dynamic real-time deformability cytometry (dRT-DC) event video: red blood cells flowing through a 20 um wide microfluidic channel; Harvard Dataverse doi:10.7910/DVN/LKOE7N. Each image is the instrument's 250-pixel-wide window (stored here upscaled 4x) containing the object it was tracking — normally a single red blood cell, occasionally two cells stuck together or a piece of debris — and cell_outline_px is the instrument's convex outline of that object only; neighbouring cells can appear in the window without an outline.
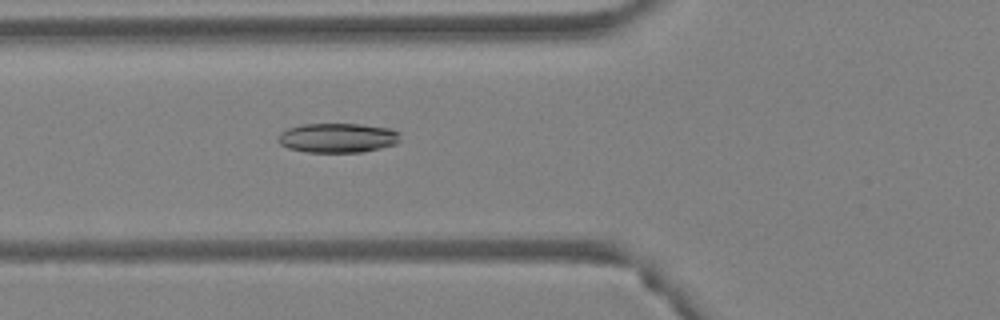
{"species": "Egyptian fruit bat (a non-hibernating species)", "species_latin": "Rousettus aegyptiacus", "temperature_condition": "warm", "stored_images_in_passage": 48, "camera_frame_rate_fps": 3000, "um_per_image_px": 0.085, "animal": {"sex": "female"}, "frame": {"image": 1, "passage_image": 17, "time_ms": 5.333, "image_size_px": [1000, 320], "cell_outline_px": [[400, 140], [396, 144], [364, 152], [308, 152], [288, 148], [280, 144], [276, 140], [276, 136], [280, 132], [288, 128], [300, 124], [360, 124], [392, 128], [400, 132]], "centroid_in_image_um": [28.7, 11.71], "position_along_channel_um": 97.1, "area_um2": 21.33}}
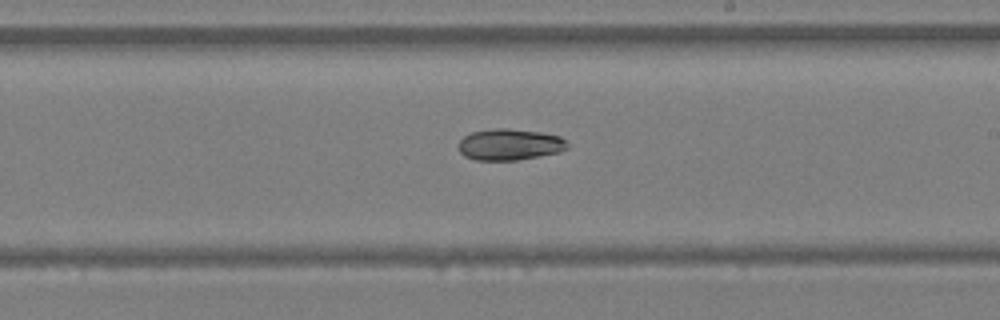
{"frame": {"image": 2, "passage_image": 28, "time_ms": 9.0, "image_size_px": [1000, 320], "cell_outline_px": [[568, 148], [560, 152], [540, 156], [516, 160], [476, 160], [464, 156], [460, 152], [460, 140], [464, 136], [472, 132], [496, 128], [508, 128], [540, 132], [560, 136], [568, 144]], "centroid_in_image_um": [43.34, 12.28], "position_along_channel_um": 245.7, "area_um2": 19.83}}
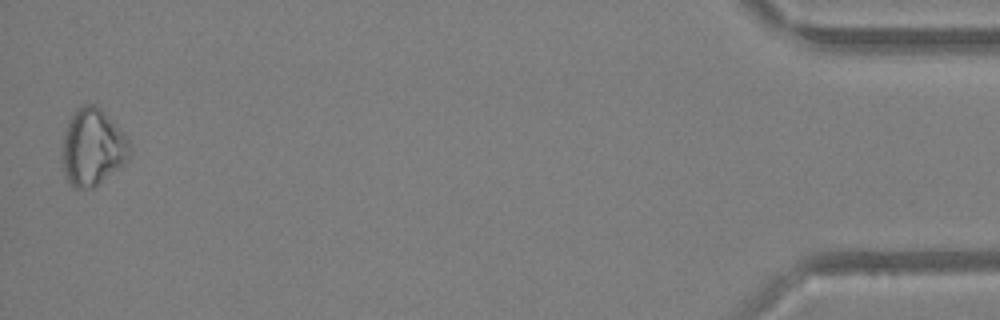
{"frame": {"image": 3, "passage_image": 48, "time_ms": 15.667, "image_size_px": [1000, 320], "cell_outline_px": [[132, 152], [128, 160], [120, 168], [92, 188], [76, 188], [64, 176], [60, 160], [64, 132], [68, 120], [72, 112], [80, 104], [96, 104], [108, 116], [132, 144]], "centroid_in_image_um": [7.85, 12.51], "position_along_channel_um": 427.4, "area_um2": 30.81}}